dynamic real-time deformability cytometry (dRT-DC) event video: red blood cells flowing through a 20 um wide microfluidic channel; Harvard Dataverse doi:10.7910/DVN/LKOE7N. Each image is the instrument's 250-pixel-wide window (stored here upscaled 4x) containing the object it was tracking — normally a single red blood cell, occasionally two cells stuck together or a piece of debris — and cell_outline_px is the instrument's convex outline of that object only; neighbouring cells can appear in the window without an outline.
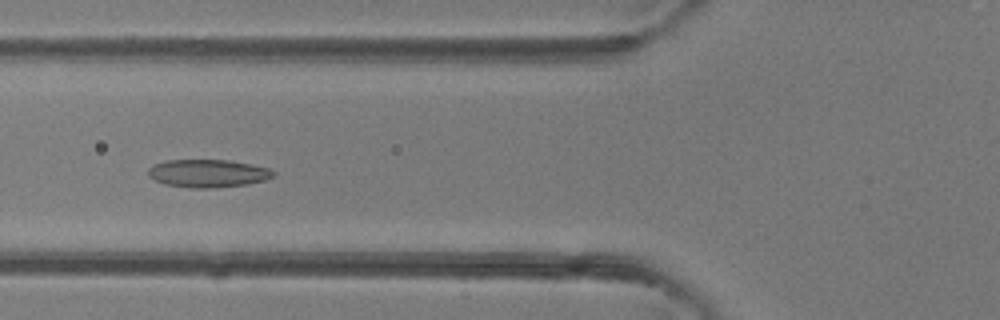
{"species": "common noctule bat (a hibernating species)", "species_latin": "Nyctalus noctula", "temperature_condition": "room temperature", "stored_images_in_passage": 5, "camera_frame_rate_fps": 3000, "um_per_image_px": 0.085, "animal": {"sex": "female"}, "frame": {"image": 1, "passage_image": 5, "time_ms": 4.333, "image_size_px": [1000, 320], "cell_outline_px": [[276, 176], [264, 180], [244, 184], [212, 188], [192, 188], [164, 184], [148, 176], [148, 168], [152, 164], [168, 160], [228, 160], [252, 164], [268, 168], [276, 172]], "centroid_in_image_um": [17.66, 14.73], "position_along_channel_um": 108.1, "area_um2": 20.35}}